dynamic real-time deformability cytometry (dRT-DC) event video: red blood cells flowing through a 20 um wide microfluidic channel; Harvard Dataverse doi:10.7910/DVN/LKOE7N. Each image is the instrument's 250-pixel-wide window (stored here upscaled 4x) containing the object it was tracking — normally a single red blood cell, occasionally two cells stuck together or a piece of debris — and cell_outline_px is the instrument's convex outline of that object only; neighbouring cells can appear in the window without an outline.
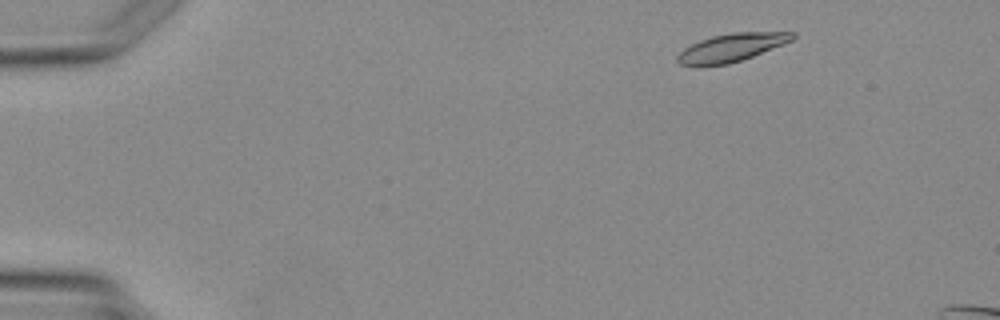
{"species": "Egyptian fruit bat (a non-hibernating species)", "species_latin": "Rousettus aegyptiacus", "temperature_condition": "warm", "stored_images_in_passage": 3, "camera_frame_rate_fps": 3000, "um_per_image_px": 0.085, "animal": {"sex": "female"}, "frame": {"image": 1, "passage_image": 1, "time_ms": 0.0, "image_size_px": [1000, 320], "cell_outline_px": [[796, 36], [792, 40], [784, 44], [752, 56], [728, 64], [700, 68], [680, 64], [676, 60], [676, 56], [684, 48], [700, 40], [712, 36], [732, 32], [796, 32]], "centroid_in_image_um": [62.12, 4.07], "position_along_channel_um": 22.9, "area_um2": 19.07}}
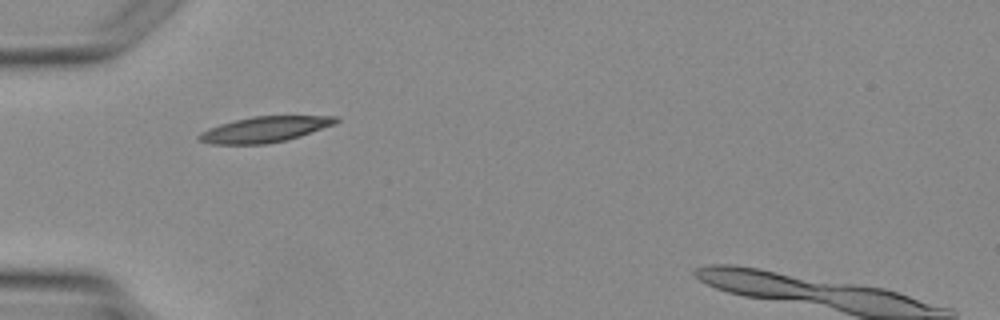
{"frame": {"image": 2, "passage_image": 3, "time_ms": 2.667, "image_size_px": [1000, 320], "cell_outline_px": [[340, 120], [336, 124], [300, 136], [284, 140], [264, 144], [212, 144], [200, 140], [196, 136], [200, 132], [208, 128], [220, 124], [252, 116], [336, 116]], "centroid_in_image_um": [22.5, 10.99], "position_along_channel_um": 62.5, "area_um2": 20.35}}